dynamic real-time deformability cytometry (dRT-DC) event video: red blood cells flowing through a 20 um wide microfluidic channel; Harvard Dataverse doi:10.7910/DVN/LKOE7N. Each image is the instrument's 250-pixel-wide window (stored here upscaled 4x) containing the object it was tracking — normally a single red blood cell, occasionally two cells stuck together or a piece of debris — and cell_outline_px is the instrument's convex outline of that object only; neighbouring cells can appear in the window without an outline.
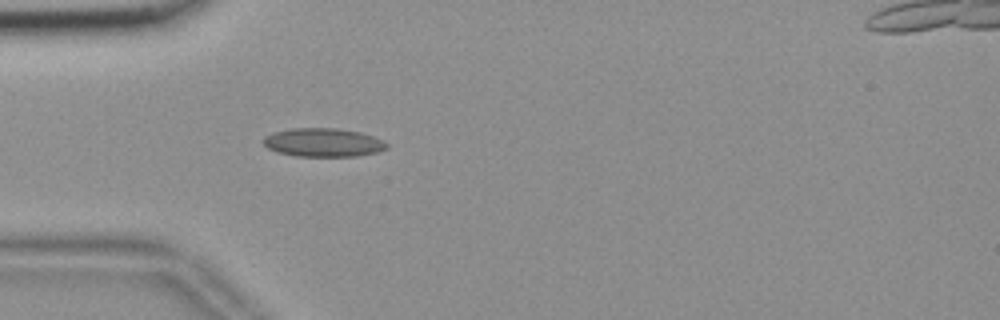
{"species": "common noctule bat (a hibernating species)", "species_latin": "Nyctalus noctula", "temperature_condition": "room temperature", "stored_images_in_passage": 55, "camera_frame_rate_fps": 3000, "um_per_image_px": 0.085, "animal": {"sex": "female", "body_mass_g": 18.4}, "frame": {"image": 1, "passage_image": 16, "time_ms": 5.0, "image_size_px": [1000, 320], "cell_outline_px": [[388, 148], [376, 152], [356, 156], [296, 156], [276, 152], [268, 148], [260, 140], [264, 136], [272, 132], [292, 128], [336, 128], [360, 132], [384, 140], [388, 144]], "centroid_in_image_um": [27.44, 12.1], "position_along_channel_um": 57.6, "area_um2": 20.69}}
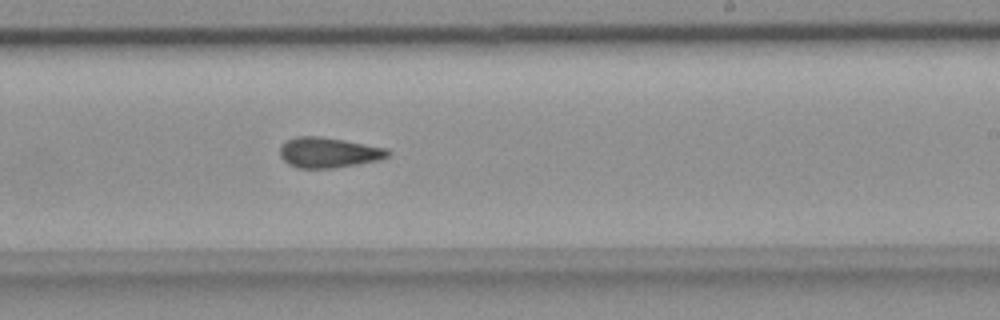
{"frame": {"image": 2, "passage_image": 33, "time_ms": 10.667, "image_size_px": [1000, 320], "cell_outline_px": [[392, 152], [388, 156], [380, 160], [332, 168], [296, 168], [288, 164], [280, 156], [280, 148], [288, 140], [296, 136], [320, 136], [344, 140], [388, 148]], "centroid_in_image_um": [27.95, 12.96], "position_along_channel_um": 261.1, "area_um2": 19.07}}
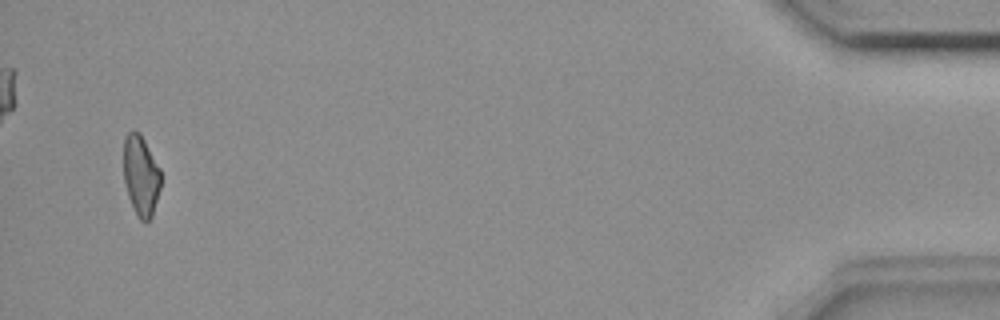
{"frame": {"image": 3, "passage_image": 53, "time_ms": 17.333, "image_size_px": [1000, 320], "cell_outline_px": [[160, 188], [152, 216], [148, 224], [140, 220], [128, 196], [124, 180], [124, 136], [128, 132], [140, 132], [160, 168]], "centroid_in_image_um": [11.98, 14.93], "position_along_channel_um": 423.2, "area_um2": 17.34}, "authors_computed_cell_mechanics": {"area_um2": 18.9584, "velocity_mm_per_s": 3.6739, "shape_relaxation_time_tau1_ms": null, "shape_relaxation_time_tau2_ms": 4.4539, "deformation_change_tau1": null, "deformation_change_tau2": 0.1328}}